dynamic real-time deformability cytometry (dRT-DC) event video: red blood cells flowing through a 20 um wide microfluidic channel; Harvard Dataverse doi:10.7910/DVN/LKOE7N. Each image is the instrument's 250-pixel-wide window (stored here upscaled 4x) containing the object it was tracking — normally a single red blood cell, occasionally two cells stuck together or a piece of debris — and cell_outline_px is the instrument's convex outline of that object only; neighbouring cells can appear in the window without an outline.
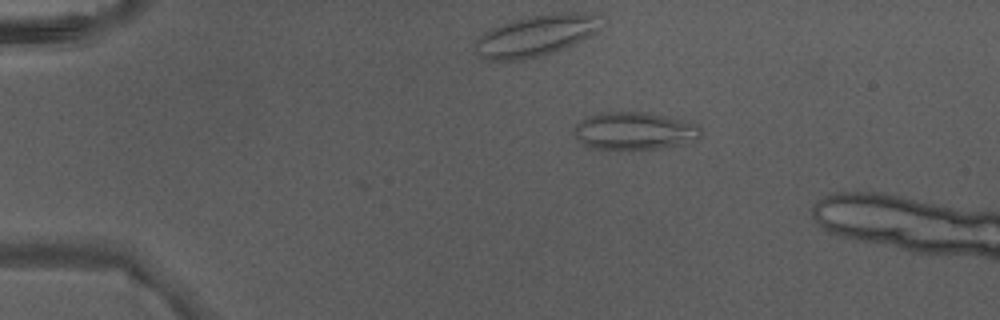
{"species": "Egyptian fruit bat (a non-hibernating species)", "species_latin": "Rousettus aegyptiacus", "temperature_condition": "warm", "stored_images_in_passage": 3, "camera_frame_rate_fps": 3000, "um_per_image_px": 0.085, "animal": {"sex": "male"}, "frame": {"image": 1, "passage_image": 1, "time_ms": 0.0, "image_size_px": [1000, 320], "cell_outline_px": [[704, 132], [700, 136], [684, 144], [660, 148], [620, 152], [616, 152], [588, 148], [572, 132], [572, 128], [576, 124], [588, 116], [604, 112], [648, 112], [668, 116], [696, 124]], "centroid_in_image_um": [53.89, 11.17], "position_along_channel_um": 31.1, "area_um2": 28.67}}